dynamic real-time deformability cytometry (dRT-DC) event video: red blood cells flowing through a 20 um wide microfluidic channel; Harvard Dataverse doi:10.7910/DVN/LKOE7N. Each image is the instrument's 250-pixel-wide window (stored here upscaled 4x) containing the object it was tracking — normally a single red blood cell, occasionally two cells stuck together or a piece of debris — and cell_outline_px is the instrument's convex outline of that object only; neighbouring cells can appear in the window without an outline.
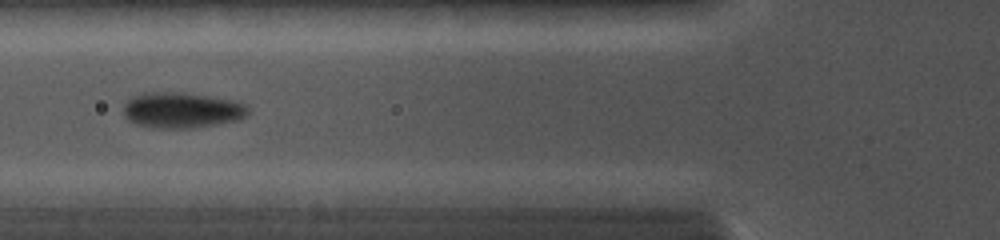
{"species": "common noctule bat (a hibernating species)", "species_latin": "Nyctalus noctula", "temperature_condition": "cold", "stored_images_in_passage": 15, "camera_frame_rate_fps": 5000, "um_per_image_px": 0.085, "animal": {"sex": "female", "body_mass_g": 19.0, "forearm_length_mm": 56.7}, "frame": {"image": 1, "passage_image": 7, "time_ms": 3.8, "image_size_px": [1000, 240], "cell_outline_px": [[248, 112], [240, 120], [216, 124], [188, 128], [152, 128], [136, 124], [128, 120], [124, 116], [124, 104], [132, 96], [144, 92], [184, 92], [232, 100], [244, 104], [248, 108]], "centroid_in_image_um": [15.41, 9.36], "position_along_channel_um": 110.4, "area_um2": 25.95}}